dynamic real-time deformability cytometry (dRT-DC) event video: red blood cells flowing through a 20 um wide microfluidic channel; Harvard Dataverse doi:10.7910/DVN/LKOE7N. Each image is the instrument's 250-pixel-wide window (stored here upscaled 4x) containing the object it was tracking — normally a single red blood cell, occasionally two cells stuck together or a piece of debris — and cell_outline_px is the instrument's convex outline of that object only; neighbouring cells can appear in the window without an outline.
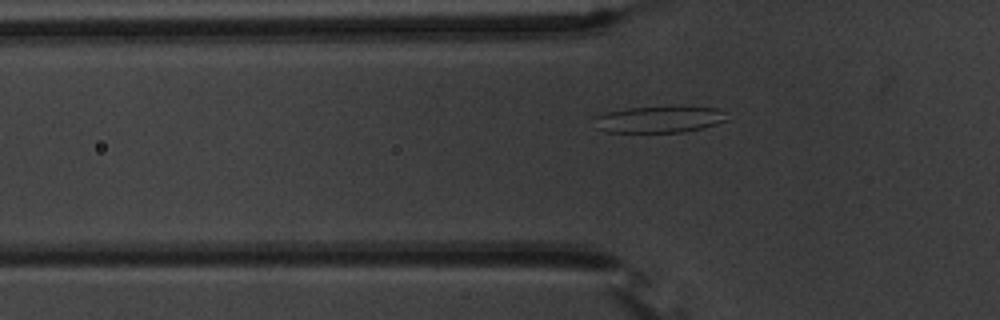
{"species": "common noctule bat (a hibernating species)", "species_latin": "Nyctalus noctula", "temperature_condition": "warm", "stored_images_in_passage": 44, "camera_frame_rate_fps": 3000, "um_per_image_px": 0.085, "animal": {"sex": "male", "body_mass_g": 20.1, "forearm_length_mm": 53.5}, "frame": {"image": 1, "passage_image": 7, "time_ms": 2.0, "image_size_px": [1000, 320], "cell_outline_px": [[728, 120], [704, 128], [680, 132], [604, 132], [600, 128], [592, 116], [604, 112], [628, 108], [720, 108], [724, 112]], "centroid_in_image_um": [56.01, 10.17], "position_along_channel_um": 69.8, "area_um2": 20.06}}
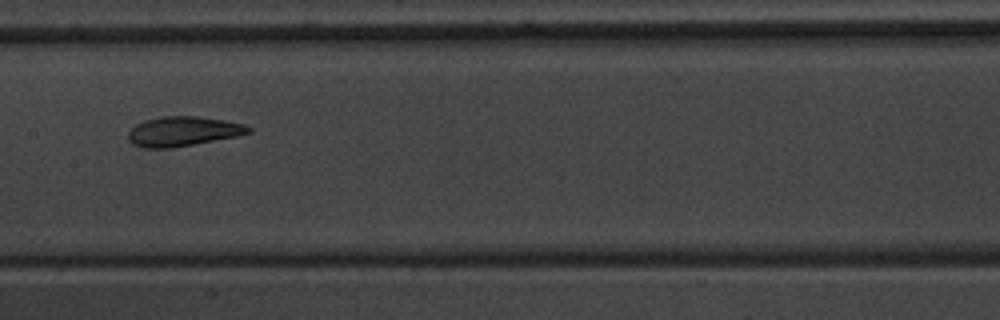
{"frame": {"image": 2, "passage_image": 17, "time_ms": 5.333, "image_size_px": [1000, 320], "cell_outline_px": [[252, 132], [236, 136], [172, 148], [144, 148], [132, 144], [128, 140], [128, 132], [136, 124], [144, 120], [164, 116], [196, 116], [224, 120], [244, 124], [252, 128]], "centroid_in_image_um": [15.54, 11.16], "position_along_channel_um": 191.9, "area_um2": 20.75}}
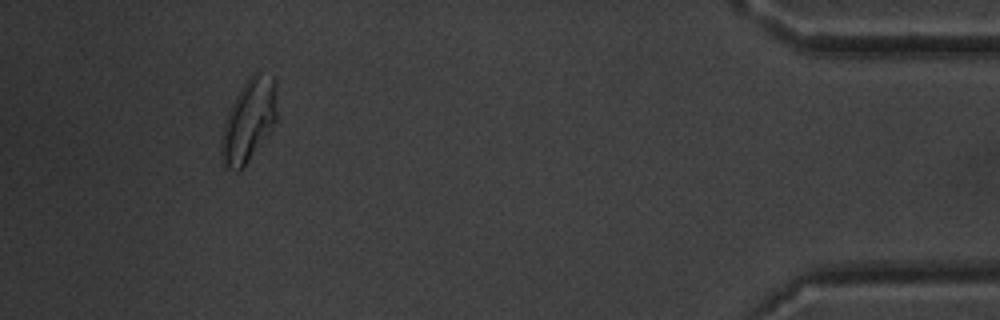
{"frame": {"image": 3, "passage_image": 40, "time_ms": 13.0, "image_size_px": [1000, 320], "cell_outline_px": [[276, 120], [272, 128], [240, 172], [236, 172], [228, 168], [224, 164], [220, 156], [220, 140], [224, 124], [228, 112], [240, 88], [248, 76], [252, 72], [260, 72], [272, 76], [276, 80]], "centroid_in_image_um": [21.13, 10.23], "position_along_channel_um": 414.1, "area_um2": 26.88}, "authors_computed_cell_mechanics": {"area_um2": 21.1259, "velocity_mm_per_s": 3.6524, "shape_relaxation_time_tau1_ms": 6.2204, "shape_relaxation_time_tau2_ms": 2.2414, "deformation_change_tau1": 0.1636, "deformation_change_tau2": 0.0958}}